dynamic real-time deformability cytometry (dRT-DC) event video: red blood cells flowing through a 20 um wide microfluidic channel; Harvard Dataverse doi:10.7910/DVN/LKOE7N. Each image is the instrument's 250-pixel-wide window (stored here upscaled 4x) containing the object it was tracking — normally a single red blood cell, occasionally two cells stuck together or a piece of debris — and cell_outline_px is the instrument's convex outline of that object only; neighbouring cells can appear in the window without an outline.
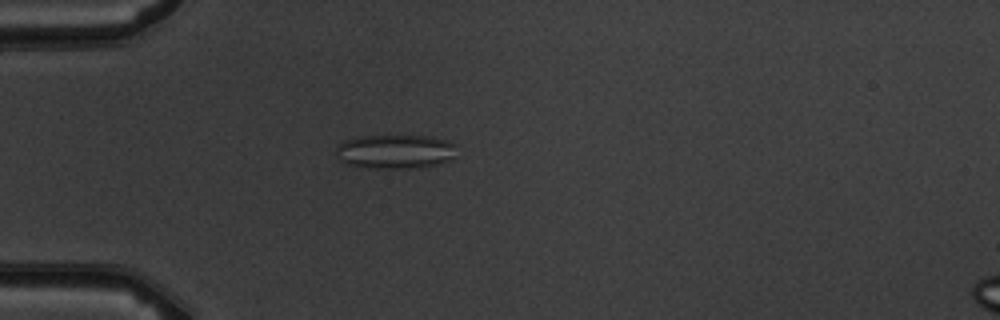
{"species": "common noctule bat (a hibernating species)", "species_latin": "Nyctalus noctula", "temperature_condition": "warm", "stored_images_in_passage": 6, "camera_frame_rate_fps": 3000, "um_per_image_px": 0.085, "animal": {"sex": "male", "body_mass_g": 19.5, "forearm_length_mm": 54.6}, "frame": {"image": 1, "passage_image": 4, "time_ms": 3.667, "image_size_px": [1000, 320], "cell_outline_px": [[456, 156], [452, 160], [440, 164], [420, 168], [372, 168], [344, 164], [336, 156], [336, 144], [344, 140], [356, 136], [428, 136], [448, 140], [456, 144]], "centroid_in_image_um": [33.61, 12.89], "position_along_channel_um": 51.4, "area_um2": 24.62}}
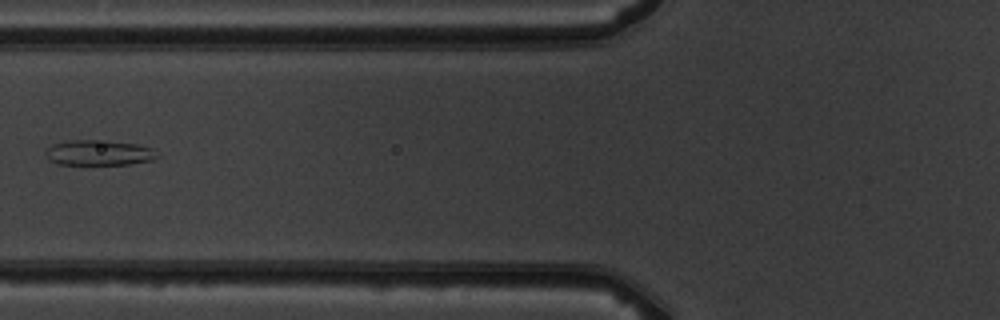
{"frame": {"image": 2, "passage_image": 6, "time_ms": 5.667, "image_size_px": [1000, 320], "cell_outline_px": [[160, 156], [152, 160], [128, 164], [60, 164], [48, 160], [44, 152], [52, 144], [68, 140], [108, 140], [136, 144], [152, 148]], "centroid_in_image_um": [8.39, 12.97], "position_along_channel_um": 117.4, "area_um2": 16.53}}